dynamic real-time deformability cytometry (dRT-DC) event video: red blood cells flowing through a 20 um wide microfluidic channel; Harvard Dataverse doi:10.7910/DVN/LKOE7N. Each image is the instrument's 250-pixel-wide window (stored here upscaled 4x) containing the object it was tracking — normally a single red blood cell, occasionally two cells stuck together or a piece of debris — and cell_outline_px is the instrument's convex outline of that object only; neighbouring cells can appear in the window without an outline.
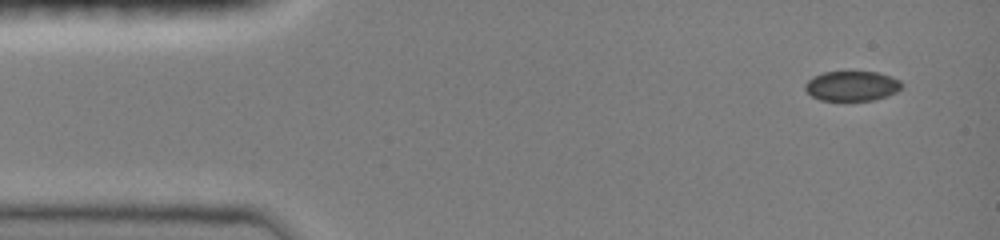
{"species": "common noctule bat (a hibernating species)", "species_latin": "Nyctalus noctula", "temperature_condition": "room temperature", "stored_images_in_passage": 28, "camera_frame_rate_fps": 3000, "um_per_image_px": 0.085, "animal": {"sex": "female", "body_mass_g": 19.0, "forearm_length_mm": 51.5}, "frame": {"image": 1, "passage_image": 1, "time_ms": 0.0, "image_size_px": [1000, 240], "cell_outline_px": [[904, 84], [896, 92], [888, 96], [872, 100], [820, 100], [812, 96], [804, 88], [804, 84], [812, 76], [824, 72], [880, 72], [892, 76], [900, 80]], "centroid_in_image_um": [72.43, 7.3], "position_along_channel_um": 12.6, "area_um2": 16.94}}
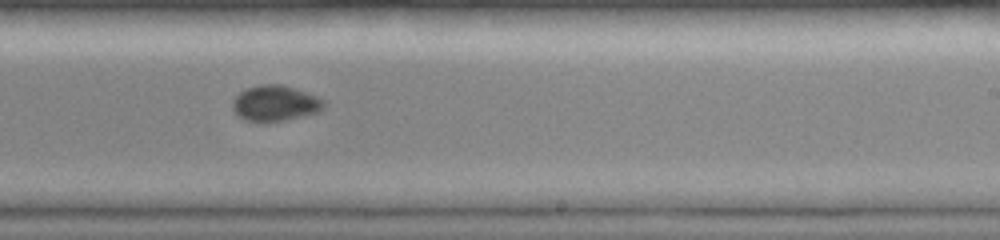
{"frame": {"image": 2, "passage_image": 13, "time_ms": 8.667, "image_size_px": [1000, 240], "cell_outline_px": [[324, 108], [316, 112], [284, 120], [244, 120], [236, 116], [232, 108], [232, 100], [240, 92], [248, 88], [260, 84], [280, 84], [316, 96], [324, 100]], "centroid_in_image_um": [23.34, 8.76], "position_along_channel_um": 265.7, "area_um2": 18.5}}
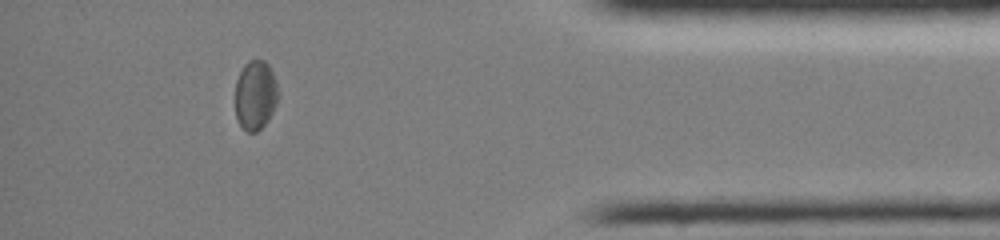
{"frame": {"image": 3, "passage_image": 24, "time_ms": 13.0, "image_size_px": [1000, 240], "cell_outline_px": [[276, 104], [268, 120], [256, 132], [248, 132], [236, 120], [236, 80], [244, 64], [248, 60], [264, 60], [268, 64], [276, 80]], "centroid_in_image_um": [21.69, 8.07], "position_along_channel_um": 413.5, "area_um2": 17.11}, "authors_computed_cell_mechanics": {"area_um2": 18.5827, "velocity_mm_per_s": 4.0428, "shape_relaxation_time_tau1_ms": null, "shape_relaxation_time_tau2_ms": 1.5231, "deformation_change_tau1": null, "deformation_change_tau2": 0.0339}}